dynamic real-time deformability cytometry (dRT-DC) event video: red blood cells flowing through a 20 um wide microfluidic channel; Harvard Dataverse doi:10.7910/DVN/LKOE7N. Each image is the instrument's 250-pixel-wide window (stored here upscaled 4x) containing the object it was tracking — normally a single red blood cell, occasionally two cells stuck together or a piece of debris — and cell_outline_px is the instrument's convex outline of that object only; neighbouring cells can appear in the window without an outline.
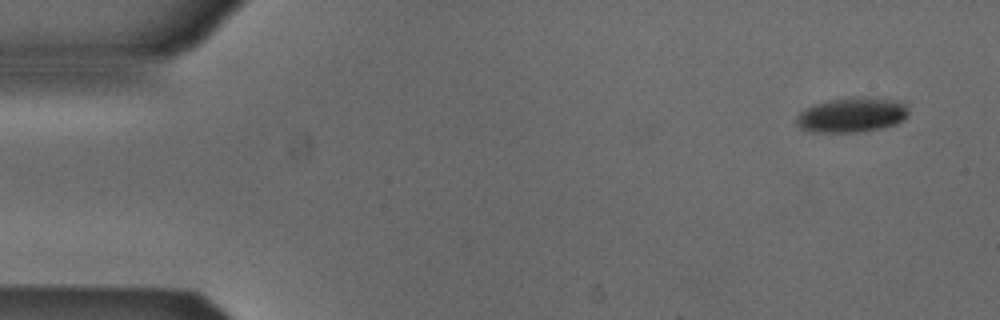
{"species": "Egyptian fruit bat (a non-hibernating species)", "species_latin": "Rousettus aegyptiacus", "temperature_condition": "cold", "stored_images_in_passage": 5, "camera_frame_rate_fps": 3000, "um_per_image_px": 0.085, "animal": {"sex": "male"}, "frame": {"image": 1, "passage_image": 1, "time_ms": 0.0, "image_size_px": [1000, 320], "cell_outline_px": [[908, 116], [904, 120], [896, 124], [864, 132], [808, 132], [800, 128], [796, 124], [796, 116], [800, 112], [812, 104], [828, 100], [896, 100], [904, 104], [908, 108]], "centroid_in_image_um": [72.35, 9.83], "position_along_channel_um": 12.6, "area_um2": 22.08}}
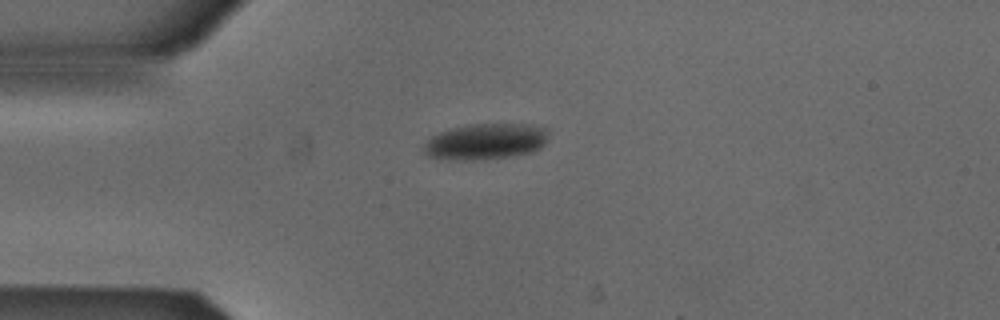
{"frame": {"image": 2, "passage_image": 3, "time_ms": 0.667, "image_size_px": [1000, 320], "cell_outline_px": [[548, 136], [544, 144], [540, 148], [532, 152], [508, 156], [476, 160], [448, 160], [428, 156], [424, 152], [424, 144], [432, 136], [440, 132], [452, 128], [472, 124], [532, 124], [548, 128]], "centroid_in_image_um": [41.3, 12.02], "position_along_channel_um": 43.7, "area_um2": 26.18}}
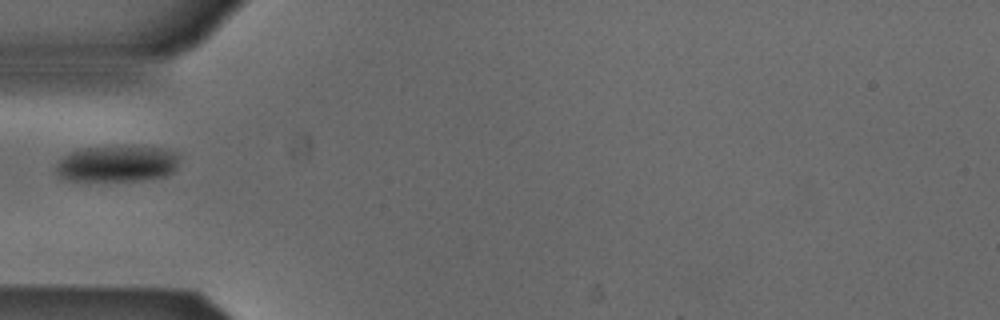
{"frame": {"image": 3, "passage_image": 4, "time_ms": 1.0, "image_size_px": [1000, 320], "cell_outline_px": [[180, 156], [176, 168], [172, 172], [164, 176], [140, 180], [68, 180], [56, 176], [56, 160], [68, 152], [84, 148], [128, 144], [164, 148], [176, 152]], "centroid_in_image_um": [9.94, 13.87], "position_along_channel_um": 75.1, "area_um2": 26.88}}